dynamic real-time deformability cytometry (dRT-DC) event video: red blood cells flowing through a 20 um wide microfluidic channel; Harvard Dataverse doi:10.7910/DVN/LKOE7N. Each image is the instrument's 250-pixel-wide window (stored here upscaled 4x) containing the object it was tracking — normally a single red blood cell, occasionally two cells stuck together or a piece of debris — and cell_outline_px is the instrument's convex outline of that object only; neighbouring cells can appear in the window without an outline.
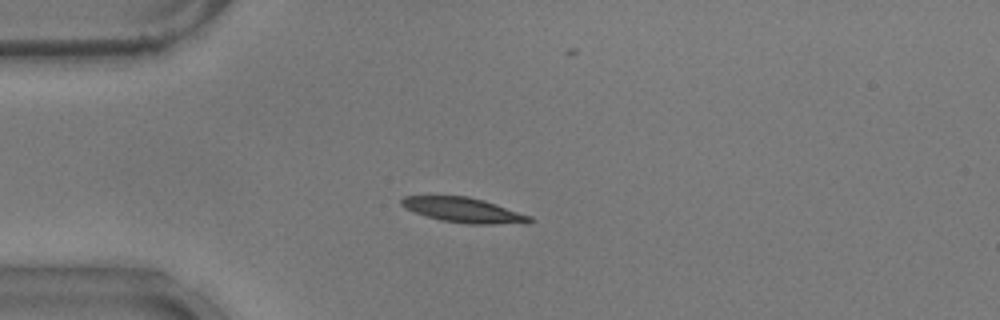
{"species": "common noctule bat (a hibernating species)", "species_latin": "Nyctalus noctula", "temperature_condition": "warm", "stored_images_in_passage": 55, "camera_frame_rate_fps": 3000, "um_per_image_px": 0.085, "animal": {"sex": "male", "body_mass_g": 17.9}, "frame": {"image": 1, "passage_image": 14, "time_ms": 4.333, "image_size_px": [1000, 320], "cell_outline_px": [[536, 220], [528, 224], [468, 224], [440, 220], [404, 208], [400, 204], [400, 200], [404, 196], [468, 196], [484, 200], [532, 216]], "centroid_in_image_um": [39.48, 17.87], "position_along_channel_um": 45.5, "area_um2": 18.79}}
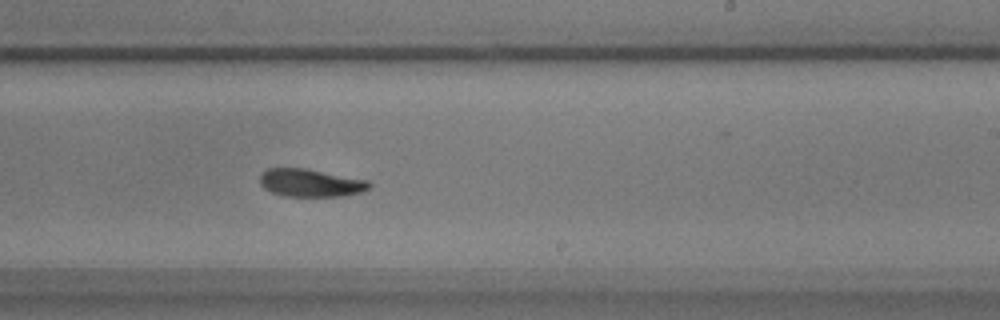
{"frame": {"image": 2, "passage_image": 33, "time_ms": 10.667, "image_size_px": [1000, 320], "cell_outline_px": [[372, 184], [368, 188], [360, 192], [344, 196], [284, 196], [272, 192], [264, 188], [260, 184], [260, 176], [268, 168], [304, 168], [368, 180]], "centroid_in_image_um": [26.39, 15.54], "position_along_channel_um": 262.6, "area_um2": 17.57}}
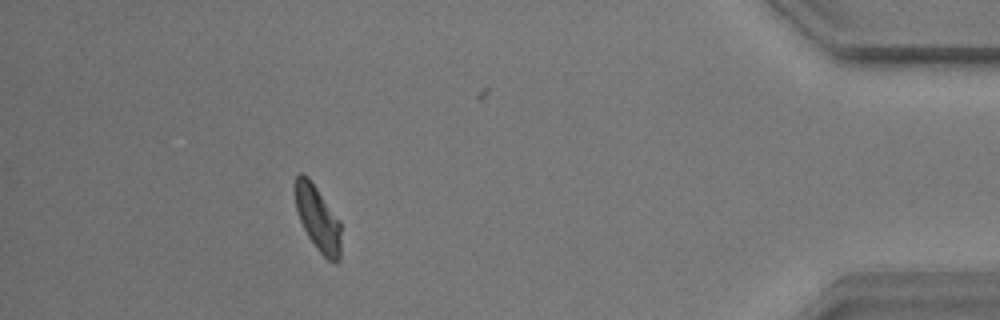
{"frame": {"image": 3, "passage_image": 49, "time_ms": 16.0, "image_size_px": [1000, 320], "cell_outline_px": [[340, 260], [336, 264], [332, 264], [316, 248], [308, 236], [296, 212], [292, 192], [292, 188], [296, 176], [300, 172], [308, 176], [340, 220]], "centroid_in_image_um": [26.97, 18.53], "position_along_channel_um": 408.2, "area_um2": 17.92}, "authors_computed_cell_mechanics": {"area_um2": 18.0914, "velocity_mm_per_s": 3.7143, "shape_relaxation_time_tau1_ms": 4.7506, "shape_relaxation_time_tau2_ms": null, "deformation_change_tau1": 0.1469, "deformation_change_tau2": null}}